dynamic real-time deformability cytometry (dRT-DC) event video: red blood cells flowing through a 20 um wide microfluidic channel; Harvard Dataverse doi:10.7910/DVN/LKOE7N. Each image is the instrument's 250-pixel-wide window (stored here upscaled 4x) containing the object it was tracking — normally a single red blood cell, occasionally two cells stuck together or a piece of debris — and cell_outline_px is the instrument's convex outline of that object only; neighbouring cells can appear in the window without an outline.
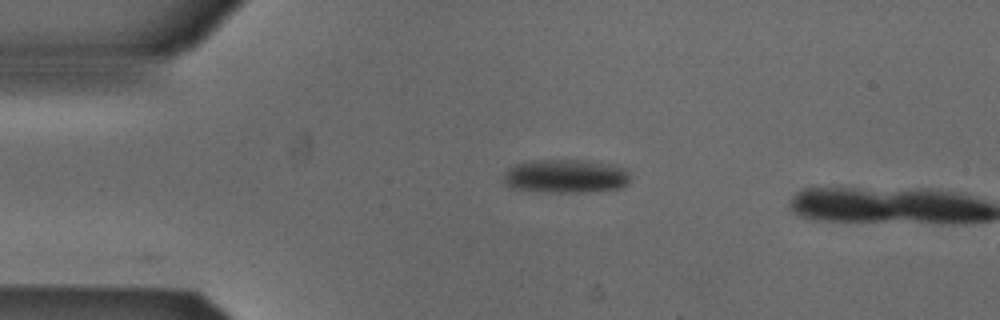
{"species": "Egyptian fruit bat (a non-hibernating species)", "species_latin": "Rousettus aegyptiacus", "temperature_condition": "cold", "stored_images_in_passage": 30, "camera_frame_rate_fps": 3000, "um_per_image_px": 0.085, "animal": {"sex": "male"}, "frame": {"image": 1, "passage_image": 1, "time_ms": 0.0, "image_size_px": [1000, 320], "cell_outline_px": [[628, 184], [620, 188], [580, 192], [556, 192], [508, 188], [500, 180], [504, 172], [508, 168], [516, 164], [532, 160], [588, 160], [616, 164], [628, 168]], "centroid_in_image_um": [48.06, 14.96], "position_along_channel_um": 36.9, "area_um2": 25.26}}
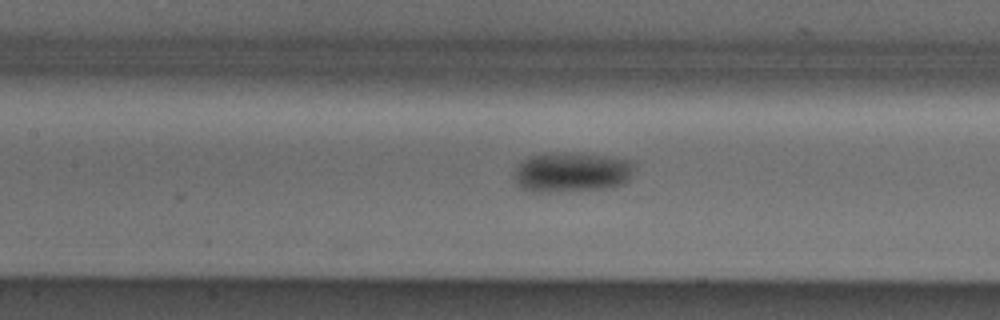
{"frame": {"image": 2, "passage_image": 13, "time_ms": 4.0, "image_size_px": [1000, 320], "cell_outline_px": [[632, 168], [628, 180], [624, 184], [612, 188], [548, 192], [532, 192], [520, 188], [512, 180], [512, 176], [516, 168], [528, 156], [544, 152], [580, 152], [608, 156], [628, 160], [632, 164]], "centroid_in_image_um": [48.52, 14.63], "position_along_channel_um": 158.9, "area_um2": 28.55}}
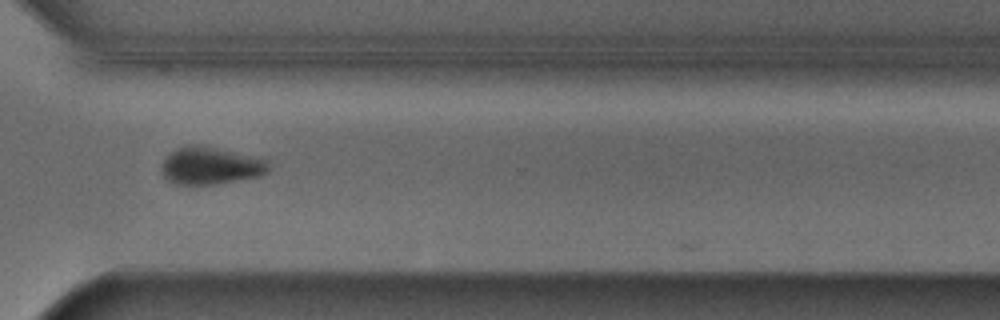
{"frame": {"image": 3, "passage_image": 28, "time_ms": 9.0, "image_size_px": [1000, 320], "cell_outline_px": [[268, 172], [260, 176], [212, 184], [176, 184], [168, 180], [160, 172], [160, 164], [164, 156], [168, 152], [184, 144], [204, 144], [256, 156], [268, 160]], "centroid_in_image_um": [17.84, 14.04], "position_along_channel_um": 352.8, "area_um2": 23.99}}